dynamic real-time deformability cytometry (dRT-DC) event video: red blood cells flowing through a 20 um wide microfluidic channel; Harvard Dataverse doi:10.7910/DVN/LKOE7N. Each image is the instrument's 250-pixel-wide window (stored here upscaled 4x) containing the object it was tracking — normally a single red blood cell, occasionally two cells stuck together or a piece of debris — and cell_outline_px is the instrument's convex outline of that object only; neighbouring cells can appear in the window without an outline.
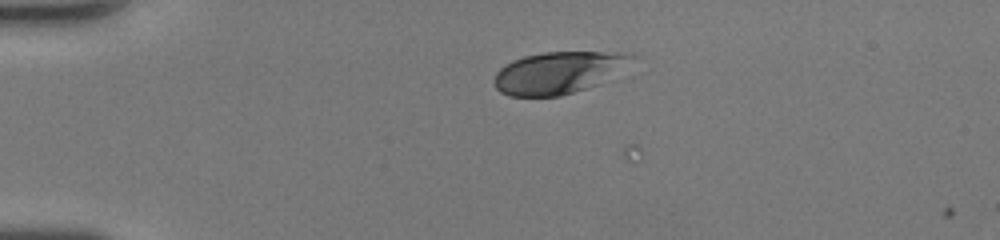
{"species": "human", "species_latin": "Homo sapiens", "temperature_condition": "room temperature", "stored_images_in_passage": 37, "camera_frame_rate_fps": 3000, "um_per_image_px": 0.085, "donor": {"sex": "female"}, "frame": {"image": 1, "passage_image": 1, "time_ms": 0.0, "image_size_px": [1000, 240], "cell_outline_px": [[636, 56], [596, 84], [560, 96], [508, 96], [500, 92], [496, 88], [492, 80], [496, 72], [500, 68], [512, 60], [524, 56], [544, 52], [624, 52]], "centroid_in_image_um": [47.32, 6.17], "position_along_channel_um": 37.7, "area_um2": 32.83}}
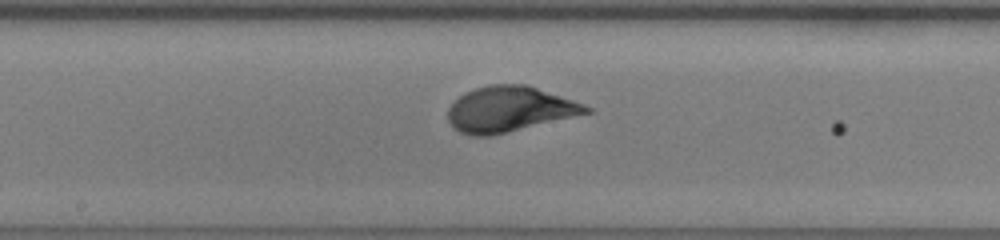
{"frame": {"image": 2, "passage_image": 16, "time_ms": 5.0, "image_size_px": [1000, 240], "cell_outline_px": [[592, 112], [488, 136], [472, 136], [460, 132], [452, 128], [448, 120], [448, 108], [464, 92], [488, 84], [528, 84], [584, 104], [592, 108]], "centroid_in_image_um": [43.27, 9.27], "position_along_channel_um": 204.9, "area_um2": 36.36}}
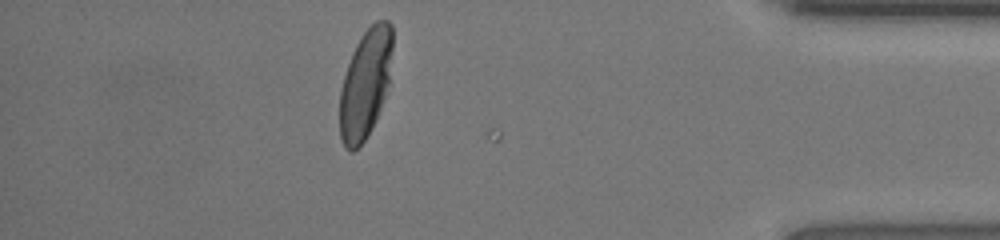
{"frame": {"image": 3, "passage_image": 32, "time_ms": 10.333, "image_size_px": [1000, 240], "cell_outline_px": [[392, 84], [376, 120], [364, 140], [352, 152], [344, 148], [340, 136], [340, 92], [344, 76], [352, 52], [356, 44], [364, 32], [376, 20], [388, 20], [392, 24]], "centroid_in_image_um": [31.11, 7.11], "position_along_channel_um": 404.1, "area_um2": 34.16}, "authors_computed_cell_mechanics": {"area_um2": 35.2002, "velocity_mm_per_s": 4.4346, "shape_relaxation_time_tau1_ms": 2.718, "shape_relaxation_time_tau2_ms": null, "deformation_change_tau1": 0.1604, "deformation_change_tau2": null}}